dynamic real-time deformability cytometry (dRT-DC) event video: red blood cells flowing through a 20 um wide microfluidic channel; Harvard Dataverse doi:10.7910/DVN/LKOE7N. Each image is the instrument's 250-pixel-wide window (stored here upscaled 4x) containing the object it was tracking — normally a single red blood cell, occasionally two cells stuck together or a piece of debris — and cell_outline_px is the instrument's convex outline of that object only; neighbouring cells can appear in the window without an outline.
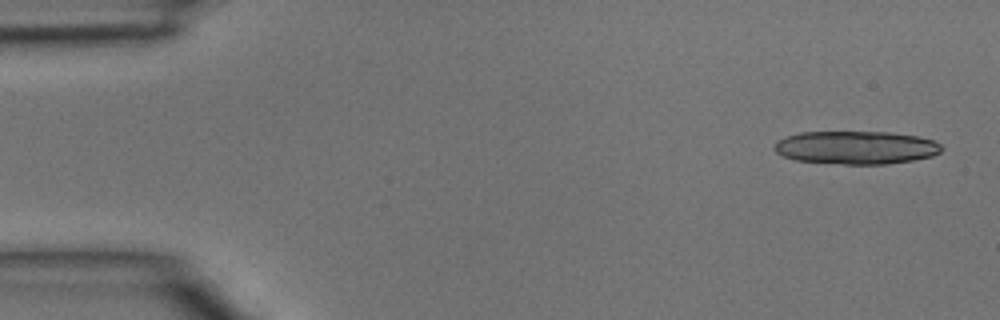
{"species": "common noctule bat (a hibernating species)", "species_latin": "Nyctalus noctula", "temperature_condition": "room temperature", "stored_images_in_passage": 2, "camera_frame_rate_fps": 3000, "um_per_image_px": 0.085, "animal": {"sex": "male", "body_mass_g": 15.6}, "frame": {"image": 1, "passage_image": 2, "time_ms": 0.333, "image_size_px": [1000, 320], "cell_outline_px": [[944, 148], [940, 152], [932, 156], [912, 160], [884, 164], [844, 164], [796, 160], [784, 156], [776, 152], [772, 148], [776, 140], [784, 136], [800, 132], [892, 132], [916, 136], [936, 140]], "centroid_in_image_um": [72.75, 12.53], "position_along_channel_um": 12.3, "area_um2": 32.48}}